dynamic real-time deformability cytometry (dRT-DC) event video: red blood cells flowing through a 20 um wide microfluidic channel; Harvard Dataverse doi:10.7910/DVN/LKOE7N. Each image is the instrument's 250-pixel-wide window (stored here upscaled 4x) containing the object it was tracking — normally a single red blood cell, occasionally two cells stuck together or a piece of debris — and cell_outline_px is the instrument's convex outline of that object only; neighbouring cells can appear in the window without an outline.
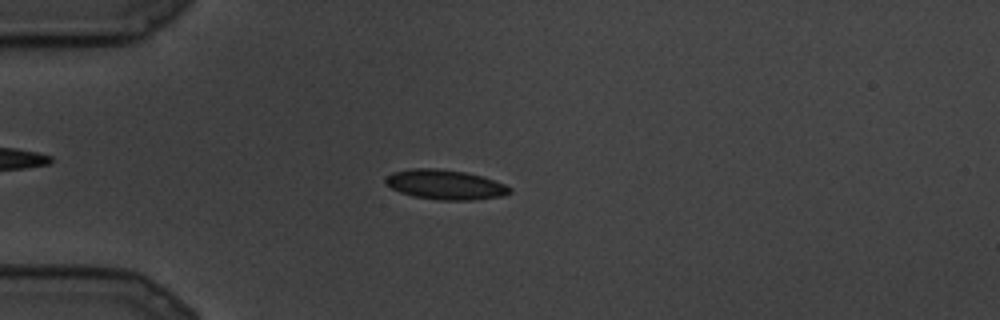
{"species": "common noctule bat (a hibernating species)", "species_latin": "Nyctalus noctula", "temperature_condition": "cold", "stored_images_in_passage": 9, "camera_frame_rate_fps": 3000, "um_per_image_px": 0.085, "animal": {"sex": "male", "body_mass_g": 19.5, "forearm_length_mm": 54.6}, "frame": {"image": 1, "passage_image": 6, "time_ms": 1.667, "image_size_px": [1000, 320], "cell_outline_px": [[512, 192], [504, 196], [472, 200], [436, 200], [416, 196], [400, 192], [392, 188], [384, 180], [392, 172], [412, 168], [432, 168], [464, 172], [480, 176], [504, 184], [512, 188]], "centroid_in_image_um": [37.86, 15.7], "position_along_channel_um": 47.1, "area_um2": 21.27}}
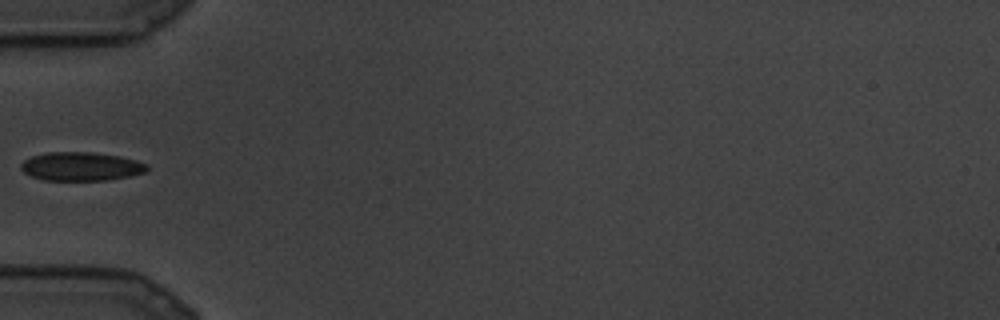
{"frame": {"image": 2, "passage_image": 8, "time_ms": 2.333, "image_size_px": [1000, 320], "cell_outline_px": [[148, 168], [144, 172], [132, 176], [108, 180], [44, 180], [32, 176], [24, 172], [20, 168], [20, 164], [24, 160], [32, 156], [44, 152], [92, 152], [120, 156], [136, 160], [148, 164]], "centroid_in_image_um": [6.89, 14.14], "position_along_channel_um": 78.1, "area_um2": 21.15}}